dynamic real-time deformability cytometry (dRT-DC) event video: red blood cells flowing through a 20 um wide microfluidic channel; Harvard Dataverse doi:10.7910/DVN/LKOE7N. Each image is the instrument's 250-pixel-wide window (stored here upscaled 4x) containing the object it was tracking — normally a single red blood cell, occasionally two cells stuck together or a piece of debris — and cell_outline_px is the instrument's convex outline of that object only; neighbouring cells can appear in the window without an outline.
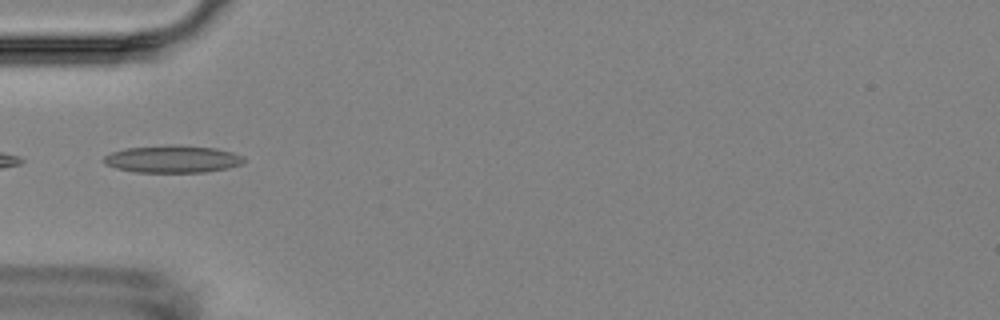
{"species": "Egyptian fruit bat (a non-hibernating species)", "species_latin": "Rousettus aegyptiacus", "temperature_condition": "room temperature", "stored_images_in_passage": 7, "camera_frame_rate_fps": 3000, "um_per_image_px": 0.085, "animal": {"sex": "female"}, "frame": {"image": 1, "passage_image": 7, "time_ms": 7.0, "image_size_px": [1000, 320], "cell_outline_px": [[244, 164], [228, 168], [204, 172], [136, 172], [116, 168], [104, 164], [104, 156], [112, 152], [124, 148], [168, 144], [176, 144], [216, 148], [232, 152], [244, 156]], "centroid_in_image_um": [14.68, 13.51], "position_along_channel_um": 70.3, "area_um2": 22.6}}